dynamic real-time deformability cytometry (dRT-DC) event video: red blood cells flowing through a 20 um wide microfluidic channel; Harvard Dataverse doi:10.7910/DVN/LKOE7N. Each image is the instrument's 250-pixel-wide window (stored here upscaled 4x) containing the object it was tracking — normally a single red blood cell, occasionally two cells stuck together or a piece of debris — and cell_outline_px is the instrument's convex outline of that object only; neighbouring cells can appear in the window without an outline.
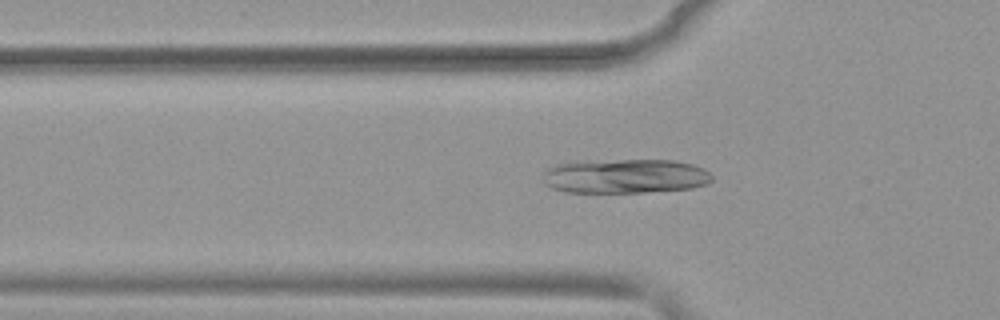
{"species": "common noctule bat (a hibernating species)", "species_latin": "Nyctalus noctula", "temperature_condition": "warm", "stored_images_in_passage": 41, "camera_frame_rate_fps": 3000, "um_per_image_px": 0.085, "animal": {"sex": "female", "body_mass_g": 19.9}, "frame": {"image": 1, "passage_image": 7, "time_ms": 2.0, "image_size_px": [1000, 320], "cell_outline_px": [[712, 180], [708, 184], [692, 188], [644, 192], [564, 192], [552, 188], [544, 184], [544, 172], [548, 168], [556, 164], [576, 160], [672, 160], [692, 164], [704, 168], [712, 176]], "centroid_in_image_um": [53.11, 14.96], "position_along_channel_um": 72.7, "area_um2": 34.22}}
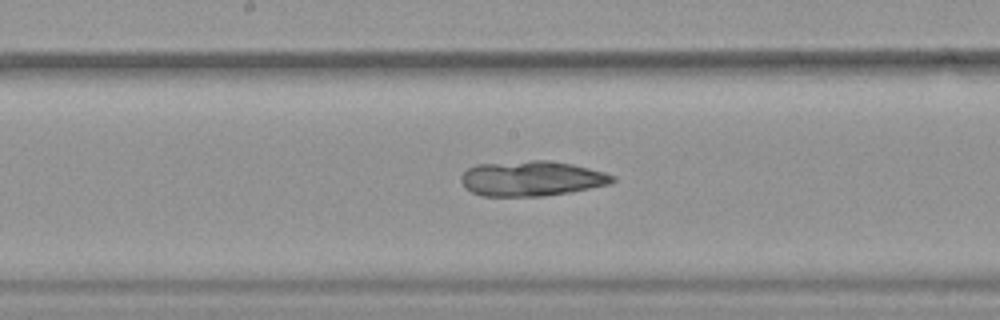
{"frame": {"image": 2, "passage_image": 17, "time_ms": 5.333, "image_size_px": [1000, 320], "cell_outline_px": [[616, 180], [612, 184], [568, 192], [544, 196], [480, 196], [464, 188], [460, 180], [460, 176], [468, 168], [476, 164], [532, 160], [548, 160], [572, 164], [604, 172], [616, 176]], "centroid_in_image_um": [45.17, 15.17], "position_along_channel_um": 203.0, "area_um2": 31.21}}
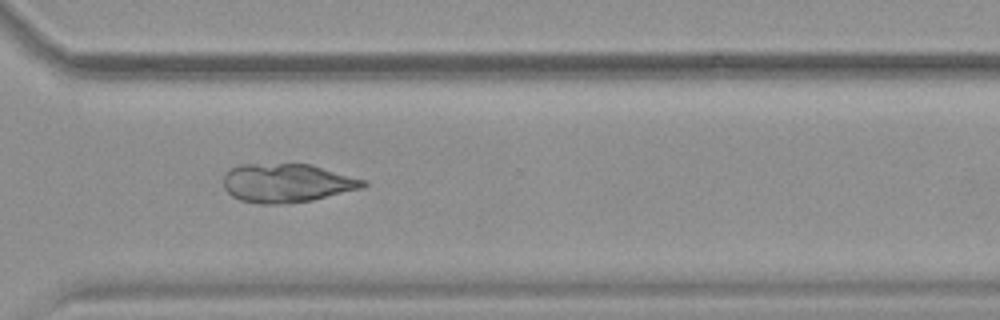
{"frame": {"image": 3, "passage_image": 28, "time_ms": 9.0, "image_size_px": [1000, 320], "cell_outline_px": [[368, 184], [364, 188], [312, 200], [276, 204], [256, 204], [240, 200], [232, 196], [224, 188], [224, 172], [228, 168], [240, 164], [312, 164], [368, 180]], "centroid_in_image_um": [24.4, 15.55], "position_along_channel_um": 346.2, "area_um2": 31.96}}